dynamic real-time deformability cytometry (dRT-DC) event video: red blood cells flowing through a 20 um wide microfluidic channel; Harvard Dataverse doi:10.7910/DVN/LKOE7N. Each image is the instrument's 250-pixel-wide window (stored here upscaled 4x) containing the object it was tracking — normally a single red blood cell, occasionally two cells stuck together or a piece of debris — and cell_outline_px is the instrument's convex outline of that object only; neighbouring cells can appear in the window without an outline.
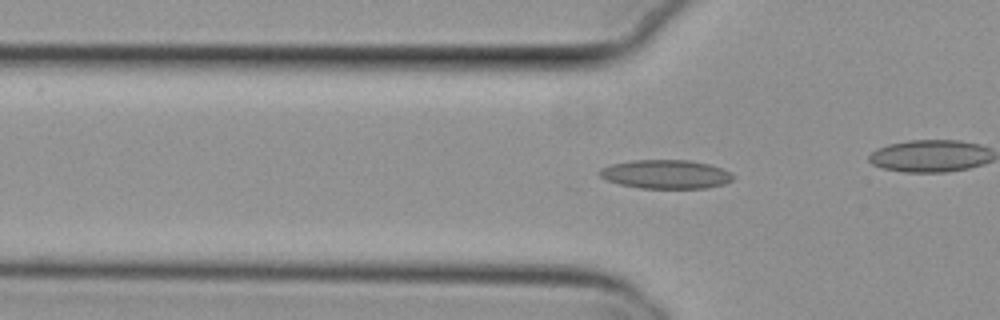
{"species": "common noctule bat (a hibernating species)", "species_latin": "Nyctalus noctula", "temperature_condition": "cold", "stored_images_in_passage": 44, "camera_frame_rate_fps": 3000, "um_per_image_px": 0.085, "animal": {"sex": "female", "body_mass_g": 29.2, "forearm_length_mm": 56.3}, "frame": {"image": 1, "passage_image": 19, "time_ms": 6.0, "image_size_px": [1000, 320], "cell_outline_px": [[732, 180], [724, 184], [708, 188], [640, 188], [620, 184], [608, 180], [600, 176], [596, 172], [600, 168], [612, 164], [632, 160], [688, 160], [708, 164], [732, 172]], "centroid_in_image_um": [56.57, 14.81], "position_along_channel_um": 69.2, "area_um2": 22.37}}
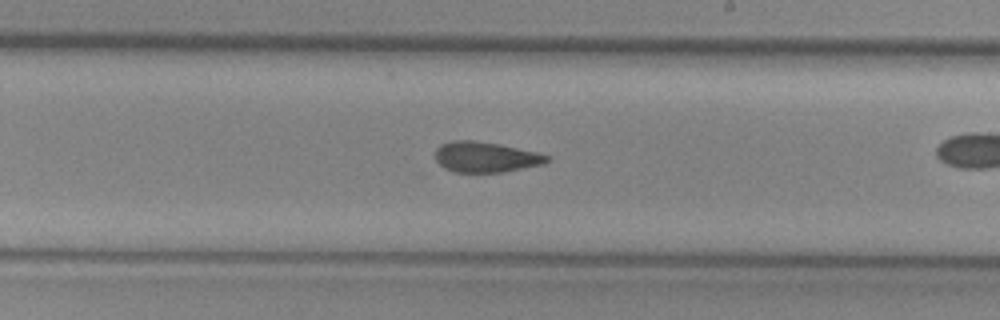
{"frame": {"image": 2, "passage_image": 33, "time_ms": 10.667, "image_size_px": [1000, 320], "cell_outline_px": [[552, 160], [544, 164], [504, 172], [452, 172], [444, 168], [436, 160], [436, 148], [440, 144], [452, 140], [472, 140], [500, 144], [536, 152], [552, 156]], "centroid_in_image_um": [41.31, 13.35], "position_along_channel_um": 247.7, "area_um2": 20.06}}
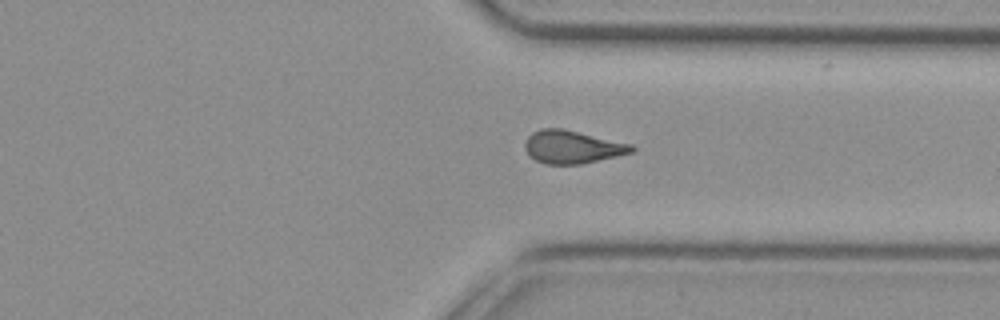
{"frame": {"image": 3, "passage_image": 42, "time_ms": 13.667, "image_size_px": [1000, 320], "cell_outline_px": [[636, 148], [632, 152], [616, 156], [580, 164], [544, 164], [528, 156], [524, 148], [524, 144], [528, 136], [532, 132], [540, 128], [564, 128], [632, 144]], "centroid_in_image_um": [48.61, 12.48], "position_along_channel_um": 362.8, "area_um2": 20.63}}